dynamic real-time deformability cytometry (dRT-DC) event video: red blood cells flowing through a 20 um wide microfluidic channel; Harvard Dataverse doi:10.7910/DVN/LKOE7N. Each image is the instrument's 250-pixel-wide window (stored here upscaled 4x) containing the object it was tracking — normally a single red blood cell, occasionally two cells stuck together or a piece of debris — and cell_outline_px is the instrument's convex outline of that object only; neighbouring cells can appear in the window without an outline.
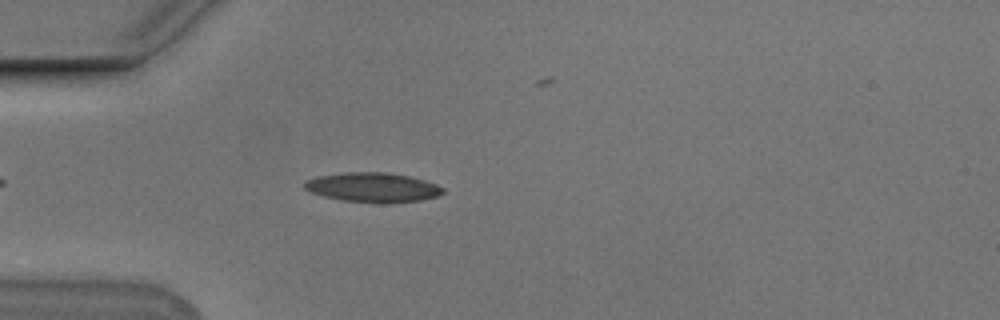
{"species": "Egyptian fruit bat (a non-hibernating species)", "species_latin": "Rousettus aegyptiacus", "temperature_condition": "cold", "stored_images_in_passage": 40, "camera_frame_rate_fps": 3000, "um_per_image_px": 0.085, "animal": {"sex": "male"}, "frame": {"image": 1, "passage_image": 8, "time_ms": 2.333, "image_size_px": [1000, 320], "cell_outline_px": [[444, 192], [436, 196], [420, 200], [380, 204], [376, 204], [340, 200], [324, 196], [312, 192], [304, 188], [304, 180], [316, 176], [344, 172], [384, 172], [408, 176], [424, 180], [436, 184], [444, 188]], "centroid_in_image_um": [31.65, 15.93], "position_along_channel_um": 53.3, "area_um2": 23.99}}
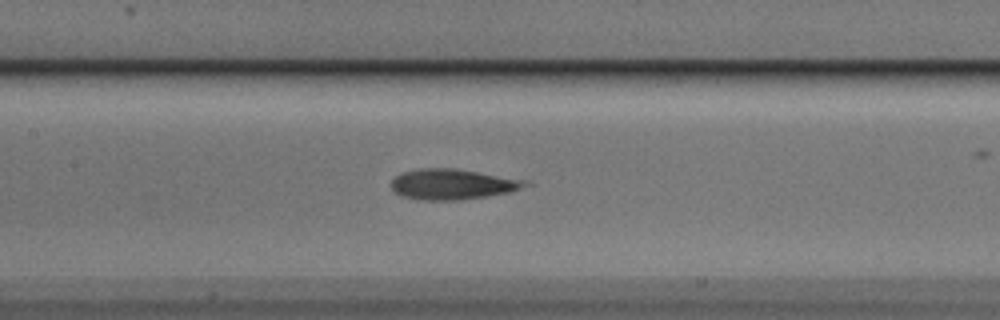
{"frame": {"image": 2, "passage_image": 18, "time_ms": 5.667, "image_size_px": [1000, 320], "cell_outline_px": [[532, 184], [512, 192], [460, 200], [420, 200], [400, 196], [392, 188], [392, 180], [400, 172], [416, 168], [456, 168], [528, 180]], "centroid_in_image_um": [38.49, 15.65], "position_along_channel_um": 168.9, "area_um2": 24.16}}
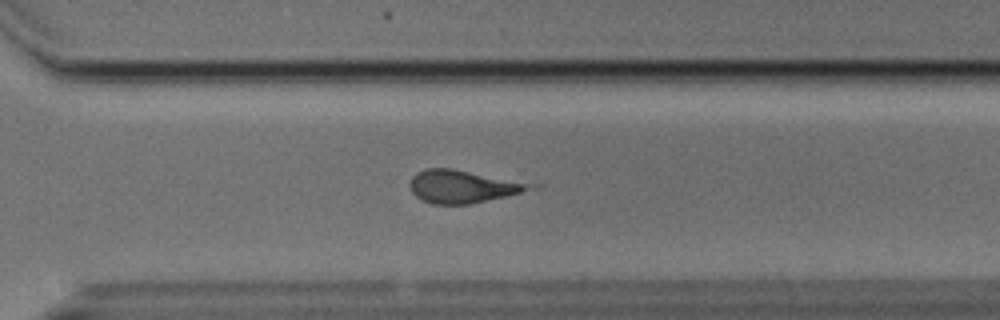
{"frame": {"image": 3, "passage_image": 31, "time_ms": 10.0, "image_size_px": [1000, 320], "cell_outline_px": [[544, 184], [540, 188], [472, 204], [432, 204], [416, 196], [412, 192], [408, 184], [412, 176], [416, 172], [424, 168], [452, 168]], "centroid_in_image_um": [39.45, 15.83], "position_along_channel_um": 331.1, "area_um2": 23.76}, "authors_computed_cell_mechanics": {"area_um2": 23.5246, "velocity_mm_per_s": 3.755, "shape_relaxation_time_tau1_ms": 10.2146, "shape_relaxation_time_tau2_ms": 3.3602, "deformation_change_tau1": 0.1869, "deformation_change_tau2": 0.1465}}